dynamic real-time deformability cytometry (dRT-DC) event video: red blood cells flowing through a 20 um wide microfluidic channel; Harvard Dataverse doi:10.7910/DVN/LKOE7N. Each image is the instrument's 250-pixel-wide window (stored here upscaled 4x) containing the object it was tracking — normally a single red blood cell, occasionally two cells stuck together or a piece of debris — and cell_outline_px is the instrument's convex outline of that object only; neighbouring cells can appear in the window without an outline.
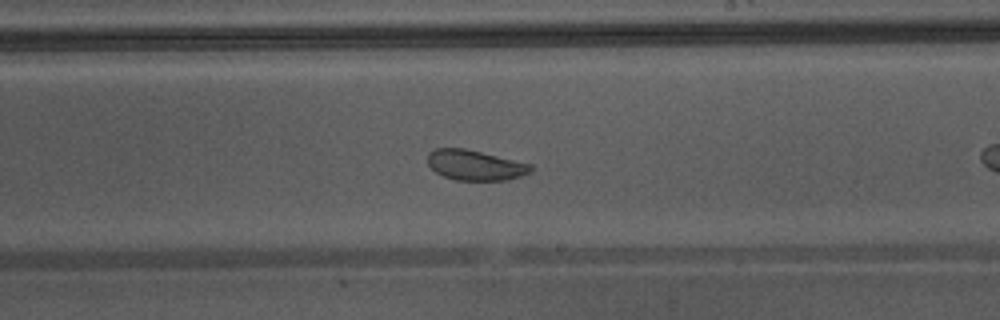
{"species": "Egyptian fruit bat (a non-hibernating species)", "species_latin": "Rousettus aegyptiacus", "temperature_condition": "warm", "stored_images_in_passage": 34, "camera_frame_rate_fps": 3000, "um_per_image_px": 0.085, "animal": {"sex": "male"}, "frame": {"image": 1, "passage_image": 15, "time_ms": 4.667, "image_size_px": [1000, 320], "cell_outline_px": [[532, 172], [508, 180], [456, 180], [444, 176], [436, 172], [428, 164], [428, 152], [436, 148], [464, 148], [532, 164]], "centroid_in_image_um": [40.39, 14.04], "position_along_channel_um": 248.6, "area_um2": 18.09}, "authors_computed_cell_mechanics": {"area_um2": 20.519, "velocity_mm_per_s": 4.3242, "shape_relaxation_time_tau1_ms": 2.6435, "shape_relaxation_time_tau2_ms": null, "deformation_change_tau1": 0.0625, "deformation_change_tau2": null}}